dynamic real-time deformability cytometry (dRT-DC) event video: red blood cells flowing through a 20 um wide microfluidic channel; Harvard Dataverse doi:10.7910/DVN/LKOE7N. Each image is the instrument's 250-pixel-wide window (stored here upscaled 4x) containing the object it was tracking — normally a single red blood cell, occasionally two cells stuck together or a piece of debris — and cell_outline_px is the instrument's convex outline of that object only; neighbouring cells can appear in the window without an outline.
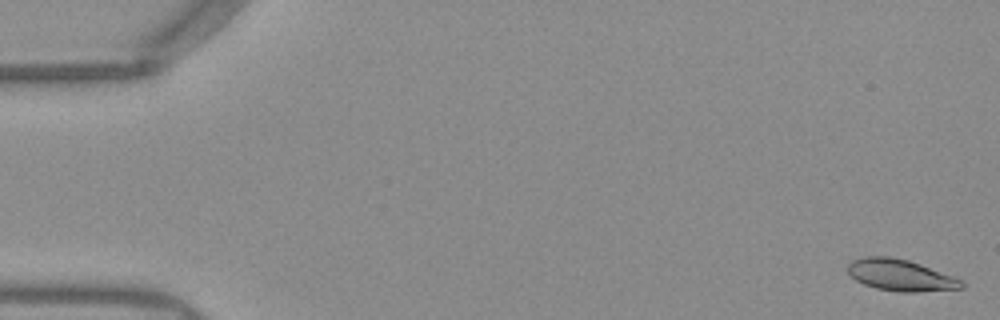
{"species": "Egyptian fruit bat (a non-hibernating species)", "species_latin": "Rousettus aegyptiacus", "temperature_condition": "warm", "stored_images_in_passage": 48, "camera_frame_rate_fps": 3000, "um_per_image_px": 0.085, "frame": {"image": 1, "passage_image": 1, "time_ms": 0.0, "image_size_px": [1000, 320], "cell_outline_px": [[964, 288], [916, 292], [900, 292], [876, 288], [864, 284], [856, 280], [848, 272], [848, 264], [852, 260], [864, 256], [888, 256], [908, 260], [920, 264], [952, 276], [960, 280], [964, 284]], "centroid_in_image_um": [76.51, 23.39], "position_along_channel_um": 8.5, "area_um2": 20.69}}
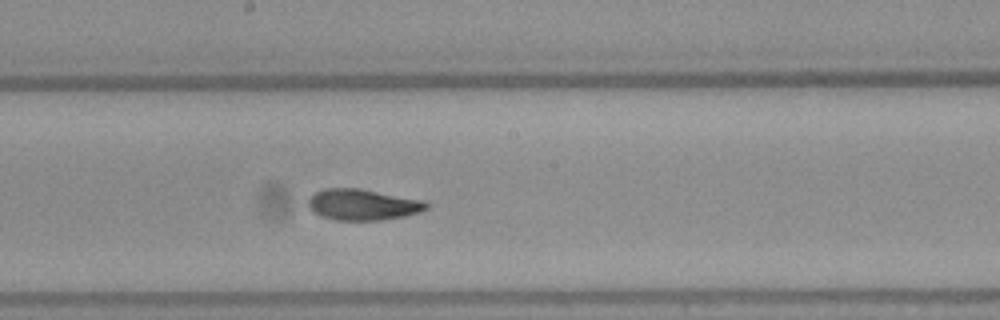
{"frame": {"image": 2, "passage_image": 28, "time_ms": 9.0, "image_size_px": [1000, 320], "cell_outline_px": [[428, 208], [420, 212], [404, 216], [380, 220], [336, 220], [320, 216], [312, 212], [308, 204], [308, 196], [324, 188], [360, 188], [424, 200], [428, 204]], "centroid_in_image_um": [30.81, 17.39], "position_along_channel_um": 217.4, "area_um2": 21.56}}
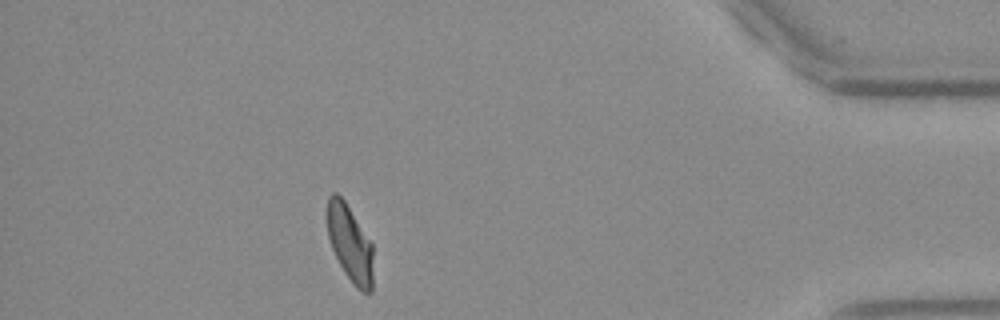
{"frame": {"image": 3, "passage_image": 46, "time_ms": 15.0, "image_size_px": [1000, 320], "cell_outline_px": [[372, 292], [360, 292], [352, 284], [344, 272], [332, 248], [328, 236], [328, 196], [332, 192], [336, 192], [344, 200], [372, 244]], "centroid_in_image_um": [29.75, 20.72], "position_along_channel_um": 405.5, "area_um2": 20.17}, "authors_computed_cell_mechanics": {"area_um2": 21.1837, "velocity_mm_per_s": 3.9322, "shape_relaxation_time_tau1_ms": 5.3923, "shape_relaxation_time_tau2_ms": 1.5612, "deformation_change_tau1": 0.1681, "deformation_change_tau2": 0.0629}}